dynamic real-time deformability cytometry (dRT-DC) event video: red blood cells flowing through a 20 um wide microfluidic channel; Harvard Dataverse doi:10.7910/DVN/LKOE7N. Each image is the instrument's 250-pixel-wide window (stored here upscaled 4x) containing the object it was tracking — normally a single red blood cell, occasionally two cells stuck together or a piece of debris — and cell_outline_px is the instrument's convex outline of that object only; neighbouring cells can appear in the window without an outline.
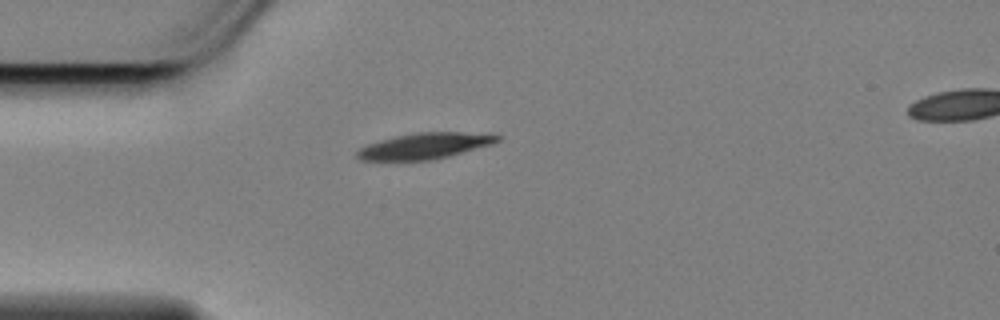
{"species": "Egyptian fruit bat (a non-hibernating species)", "species_latin": "Rousettus aegyptiacus", "temperature_condition": "cold", "stored_images_in_passage": 35, "camera_frame_rate_fps": 3000, "um_per_image_px": 0.085, "animal": {"sex": "female"}, "frame": {"image": 1, "passage_image": 1, "time_ms": 0.0, "image_size_px": [1000, 320], "cell_outline_px": [[504, 136], [500, 140], [492, 144], [448, 156], [432, 160], [360, 160], [356, 156], [356, 152], [360, 148], [368, 144], [380, 140], [396, 136], [416, 132], [492, 132]], "centroid_in_image_um": [36.2, 12.38], "position_along_channel_um": 48.8, "area_um2": 21.44}}
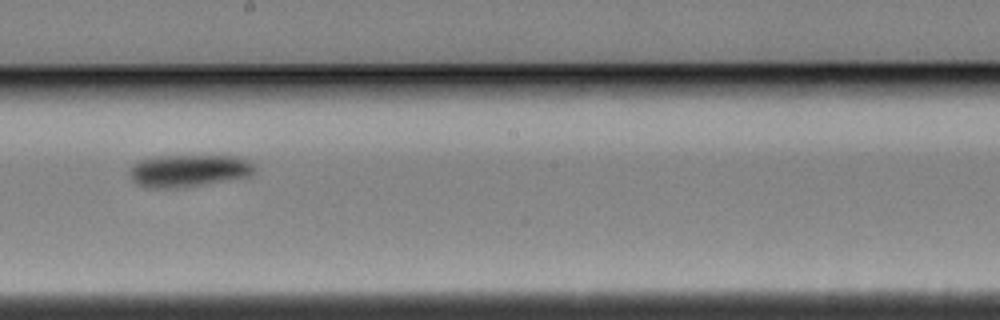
{"frame": {"image": 2, "passage_image": 18, "time_ms": 5.667, "image_size_px": [1000, 320], "cell_outline_px": [[256, 172], [252, 176], [176, 188], [148, 188], [136, 184], [132, 180], [132, 168], [140, 160], [160, 156], [232, 156], [248, 160], [256, 168]], "centroid_in_image_um": [16.09, 14.51], "position_along_channel_um": 232.1, "area_um2": 23.18}}
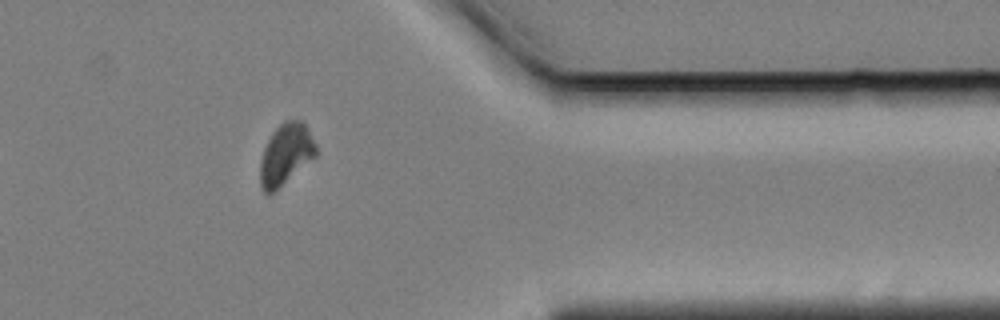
{"frame": {"image": 3, "passage_image": 33, "time_ms": 10.667, "image_size_px": [1000, 320], "cell_outline_px": [[316, 156], [268, 196], [264, 192], [260, 184], [260, 160], [264, 148], [272, 132], [284, 120], [300, 120], [304, 124], [316, 144]], "centroid_in_image_um": [24.27, 13.11], "position_along_channel_um": 387.1, "area_um2": 19.59}, "authors_computed_cell_mechanics": {"area_um2": 22.0218, "velocity_mm_per_s": 3.4315, "shape_relaxation_time_tau1_ms": 2.4106, "shape_relaxation_time_tau2_ms": null, "deformation_change_tau1": 0.1326, "deformation_change_tau2": null}}